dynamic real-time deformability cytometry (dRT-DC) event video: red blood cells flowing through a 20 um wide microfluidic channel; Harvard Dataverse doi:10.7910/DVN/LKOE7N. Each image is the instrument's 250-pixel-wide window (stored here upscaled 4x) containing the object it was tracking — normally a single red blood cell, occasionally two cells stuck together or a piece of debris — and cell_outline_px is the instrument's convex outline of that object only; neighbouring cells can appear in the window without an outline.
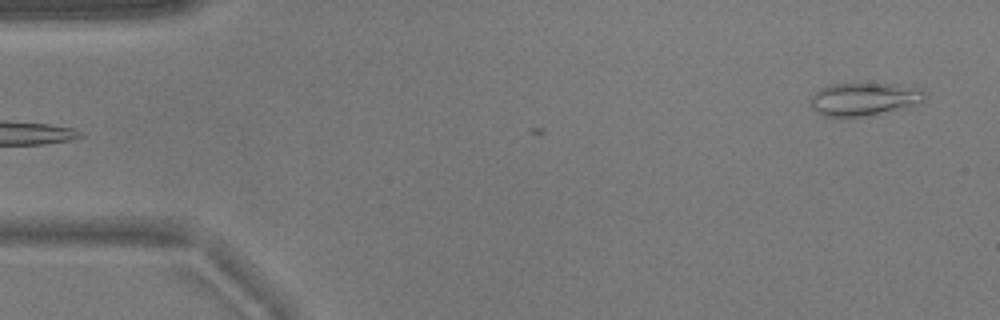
{"species": "common noctule bat (a hibernating species)", "species_latin": "Nyctalus noctula", "temperature_condition": "warm", "stored_images_in_passage": 3, "camera_frame_rate_fps": 3000, "um_per_image_px": 0.085, "animal": {"sex": "male", "body_mass_g": 17.9}, "frame": {"image": 1, "passage_image": 3, "time_ms": 0.667, "image_size_px": [1000, 320], "cell_outline_px": [[928, 96], [924, 104], [912, 108], [860, 116], [820, 116], [808, 104], [808, 100], [820, 88], [832, 84], [892, 84], [920, 88]], "centroid_in_image_um": [73.52, 8.44], "position_along_channel_um": 11.5, "area_um2": 22.48}}